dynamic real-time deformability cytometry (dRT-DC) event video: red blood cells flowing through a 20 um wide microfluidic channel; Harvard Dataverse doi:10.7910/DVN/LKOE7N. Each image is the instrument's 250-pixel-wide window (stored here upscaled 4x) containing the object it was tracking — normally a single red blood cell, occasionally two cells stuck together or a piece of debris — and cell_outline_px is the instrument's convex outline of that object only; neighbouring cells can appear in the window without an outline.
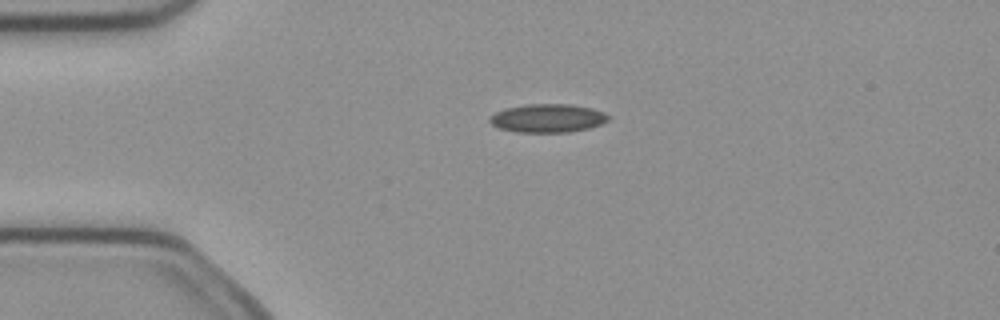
{"species": "common noctule bat (a hibernating species)", "species_latin": "Nyctalus noctula", "temperature_condition": "cold", "stored_images_in_passage": 4, "camera_frame_rate_fps": 3000, "um_per_image_px": 0.085, "animal": {"sex": "female", "body_mass_g": 21.9}, "frame": {"image": 1, "passage_image": 3, "time_ms": 0.667, "image_size_px": [1000, 320], "cell_outline_px": [[612, 116], [608, 120], [600, 124], [588, 128], [568, 132], [516, 132], [500, 128], [492, 124], [488, 120], [488, 116], [504, 108], [528, 104], [568, 104], [592, 108], [604, 112]], "centroid_in_image_um": [46.54, 10.04], "position_along_channel_um": 38.5, "area_um2": 19.71}}